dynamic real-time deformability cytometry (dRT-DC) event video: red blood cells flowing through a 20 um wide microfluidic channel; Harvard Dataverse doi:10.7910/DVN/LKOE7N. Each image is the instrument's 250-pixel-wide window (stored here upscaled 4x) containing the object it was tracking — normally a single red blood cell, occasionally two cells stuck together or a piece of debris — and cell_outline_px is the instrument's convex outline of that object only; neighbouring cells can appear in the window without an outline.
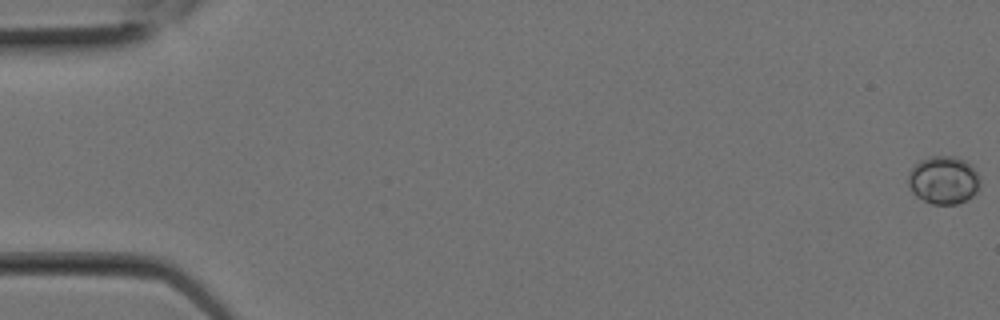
{"species": "Egyptian fruit bat (a non-hibernating species)", "species_latin": "Rousettus aegyptiacus", "temperature_condition": "room temperature", "stored_images_in_passage": 3, "camera_frame_rate_fps": 3000, "um_per_image_px": 0.085, "animal": {"sex": "female"}, "frame": {"image": 1, "passage_image": 1, "time_ms": 0.0, "image_size_px": [1000, 320], "cell_outline_px": [[980, 188], [972, 196], [956, 204], [932, 204], [916, 196], [912, 192], [908, 184], [908, 172], [920, 160], [932, 156], [956, 156], [964, 160], [980, 176]], "centroid_in_image_um": [80.19, 15.31], "position_along_channel_um": 4.8, "area_um2": 20.06}}
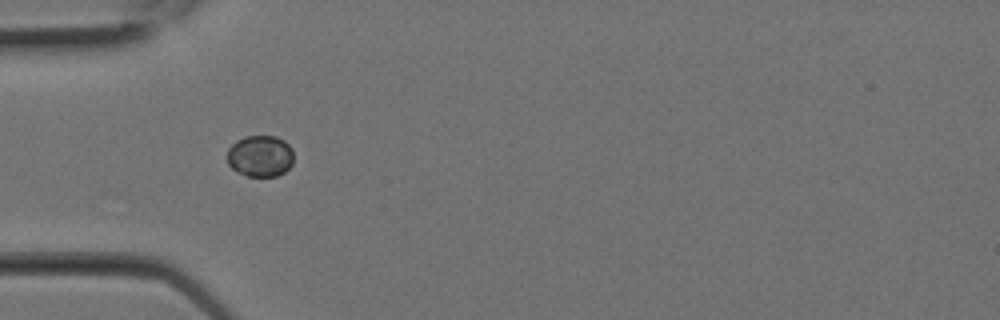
{"frame": {"image": 2, "passage_image": 3, "time_ms": 0.667, "image_size_px": [1000, 320], "cell_outline_px": [[292, 164], [284, 172], [276, 176], [248, 176], [236, 172], [228, 164], [228, 148], [236, 140], [244, 136], [276, 136], [284, 140], [292, 148]], "centroid_in_image_um": [22.11, 13.25], "position_along_channel_um": 62.9, "area_um2": 16.13}}